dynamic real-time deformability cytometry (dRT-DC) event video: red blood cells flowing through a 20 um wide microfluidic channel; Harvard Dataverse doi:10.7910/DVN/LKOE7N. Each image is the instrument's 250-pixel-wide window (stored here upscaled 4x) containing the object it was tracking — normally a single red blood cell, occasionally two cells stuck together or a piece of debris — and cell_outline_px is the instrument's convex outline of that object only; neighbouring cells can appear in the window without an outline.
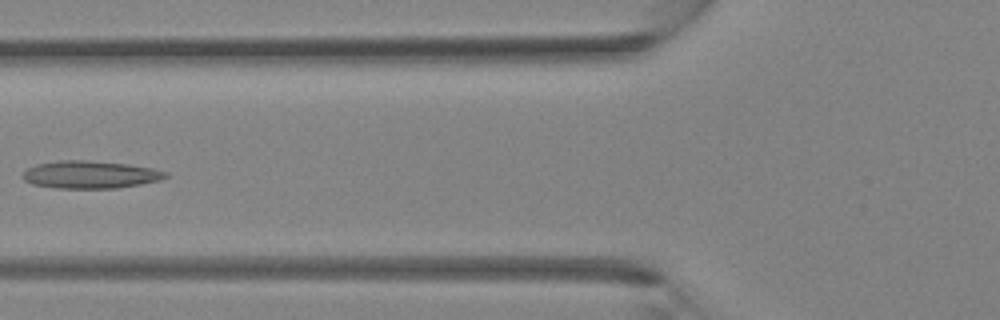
{"species": "Egyptian fruit bat (a non-hibernating species)", "species_latin": "Rousettus aegyptiacus", "temperature_condition": "room temperature", "stored_images_in_passage": 38, "camera_frame_rate_fps": 3000, "um_per_image_px": 0.085, "animal": {"sex": "female"}, "frame": {"image": 1, "passage_image": 14, "time_ms": 4.333, "image_size_px": [1000, 320], "cell_outline_px": [[168, 176], [160, 180], [140, 184], [116, 188], [56, 188], [32, 184], [24, 180], [20, 176], [28, 168], [36, 164], [60, 160], [88, 160], [128, 164], [152, 168], [168, 172]], "centroid_in_image_um": [7.65, 14.84], "position_along_channel_um": 118.1, "area_um2": 23.0}}
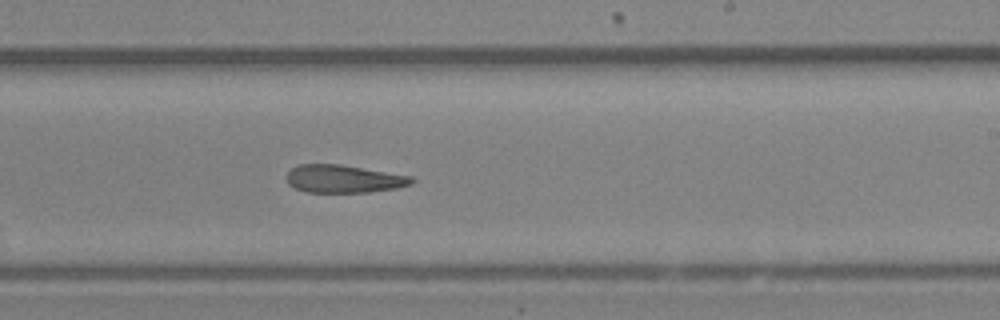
{"frame": {"image": 2, "passage_image": 22, "time_ms": 7.0, "image_size_px": [1000, 320], "cell_outline_px": [[416, 180], [412, 184], [396, 188], [368, 192], [304, 192], [288, 184], [284, 176], [296, 164], [340, 164], [412, 176]], "centroid_in_image_um": [29.19, 15.2], "position_along_channel_um": 259.8, "area_um2": 20.46}}
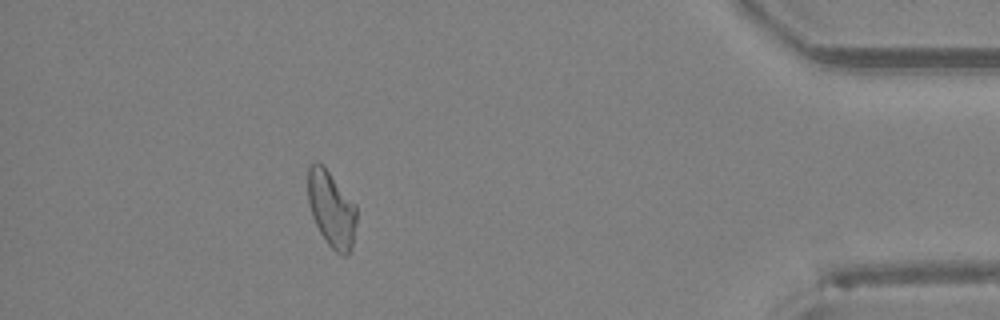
{"frame": {"image": 3, "passage_image": 33, "time_ms": 10.667, "image_size_px": [1000, 320], "cell_outline_px": [[356, 220], [352, 248], [344, 256], [340, 256], [328, 244], [320, 232], [312, 216], [308, 204], [308, 164], [316, 160], [328, 172], [356, 204]], "centroid_in_image_um": [28.16, 17.78], "position_along_channel_um": 407.0, "area_um2": 21.39}}